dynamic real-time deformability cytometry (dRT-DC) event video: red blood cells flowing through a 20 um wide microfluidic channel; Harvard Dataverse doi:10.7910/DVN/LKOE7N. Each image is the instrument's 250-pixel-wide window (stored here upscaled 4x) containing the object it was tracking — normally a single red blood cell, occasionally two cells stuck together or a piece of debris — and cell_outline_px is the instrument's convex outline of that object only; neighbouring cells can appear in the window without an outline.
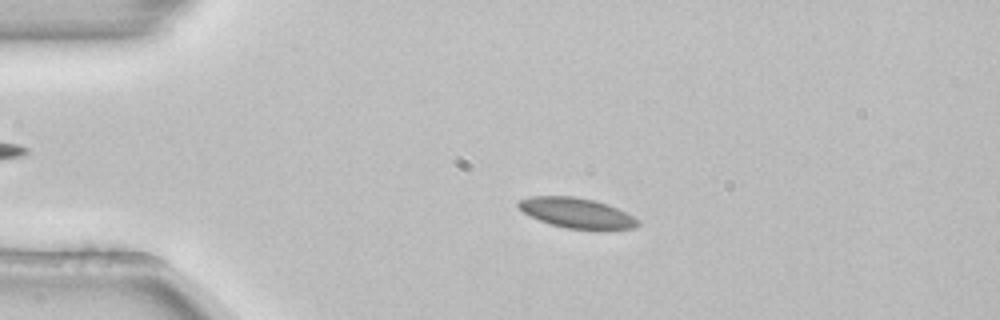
{"species": "common noctule bat (a hibernating species)", "species_latin": "Nyctalus noctula", "temperature_condition": "room temperature", "stored_images_in_passage": 53, "camera_frame_rate_fps": 3000, "um_per_image_px": 0.085, "animal": {"sex": "female", "body_mass_g": 22.7, "forearm_length_mm": 54.2}, "frame": {"image": 1, "passage_image": 11, "time_ms": 3.333, "image_size_px": [1000, 320], "cell_outline_px": [[640, 224], [636, 228], [568, 228], [552, 224], [540, 220], [524, 212], [516, 204], [520, 200], [532, 196], [572, 196], [592, 200], [608, 204], [640, 220]], "centroid_in_image_um": [49.01, 18.08], "position_along_channel_um": 36.0, "area_um2": 20.29}}
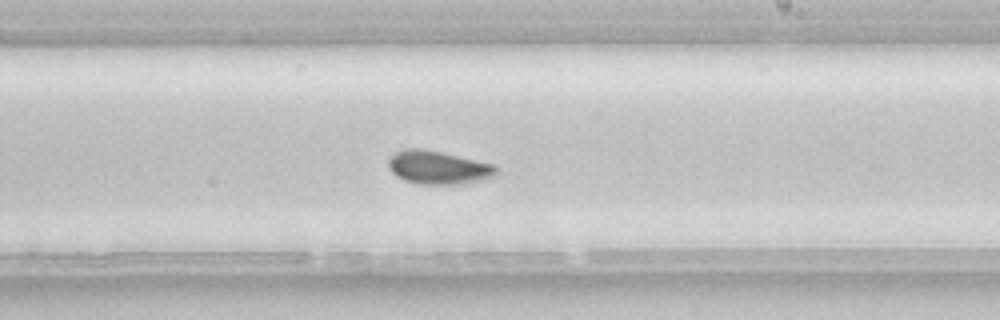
{"frame": {"image": 2, "passage_image": 31, "time_ms": 10.0, "image_size_px": [1000, 320], "cell_outline_px": [[500, 172], [496, 176], [484, 180], [456, 184], [420, 184], [404, 180], [396, 176], [388, 168], [388, 160], [396, 152], [404, 148], [424, 148], [496, 164]], "centroid_in_image_um": [37.3, 14.23], "position_along_channel_um": 251.7, "area_um2": 21.33}}
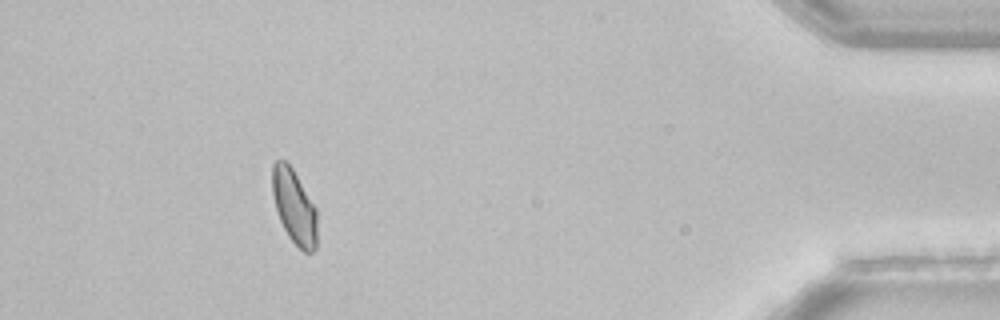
{"frame": {"image": 3, "passage_image": 48, "time_ms": 15.667, "image_size_px": [1000, 320], "cell_outline_px": [[316, 248], [312, 252], [304, 252], [288, 236], [280, 220], [276, 208], [272, 192], [272, 164], [276, 160], [284, 160], [292, 168], [316, 208]], "centroid_in_image_um": [25.0, 17.56], "position_along_channel_um": 410.2, "area_um2": 19.13}, "authors_computed_cell_mechanics": {"area_um2": 20.5768, "velocity_mm_per_s": 3.834, "shape_relaxation_time_tau1_ms": 6.1016, "shape_relaxation_time_tau2_ms": 1.6343, "deformation_change_tau1": 0.0694, "deformation_change_tau2": 0.0517}}